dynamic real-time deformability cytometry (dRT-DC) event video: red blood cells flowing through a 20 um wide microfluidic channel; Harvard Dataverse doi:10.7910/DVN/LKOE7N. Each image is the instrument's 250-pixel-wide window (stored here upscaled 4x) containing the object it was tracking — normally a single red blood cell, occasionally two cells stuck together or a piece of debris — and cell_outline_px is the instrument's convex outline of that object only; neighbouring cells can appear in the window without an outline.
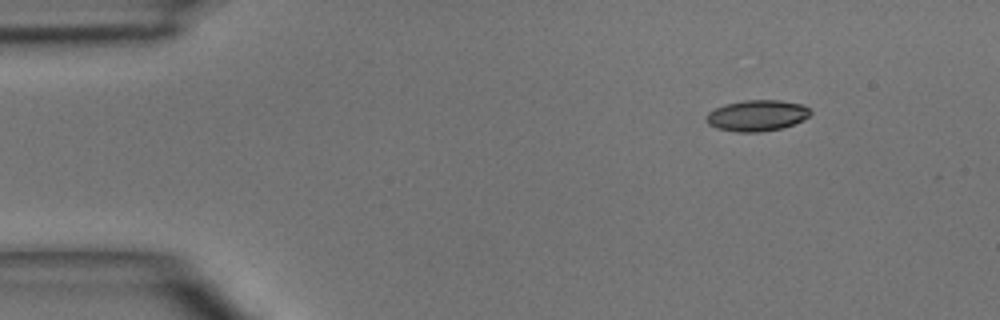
{"species": "common noctule bat (a hibernating species)", "species_latin": "Nyctalus noctula", "temperature_condition": "room temperature", "stored_images_in_passage": 3, "camera_frame_rate_fps": 3000, "um_per_image_px": 0.085, "animal": {"sex": "male", "body_mass_g": 15.6}, "frame": {"image": 1, "passage_image": 1, "time_ms": 0.0, "image_size_px": [1000, 320], "cell_outline_px": [[812, 112], [804, 120], [780, 128], [760, 132], [736, 132], [716, 128], [708, 124], [704, 120], [704, 116], [708, 112], [724, 104], [744, 100], [780, 100], [804, 104]], "centroid_in_image_um": [64.31, 9.81], "position_along_channel_um": 20.7, "area_um2": 19.02}}